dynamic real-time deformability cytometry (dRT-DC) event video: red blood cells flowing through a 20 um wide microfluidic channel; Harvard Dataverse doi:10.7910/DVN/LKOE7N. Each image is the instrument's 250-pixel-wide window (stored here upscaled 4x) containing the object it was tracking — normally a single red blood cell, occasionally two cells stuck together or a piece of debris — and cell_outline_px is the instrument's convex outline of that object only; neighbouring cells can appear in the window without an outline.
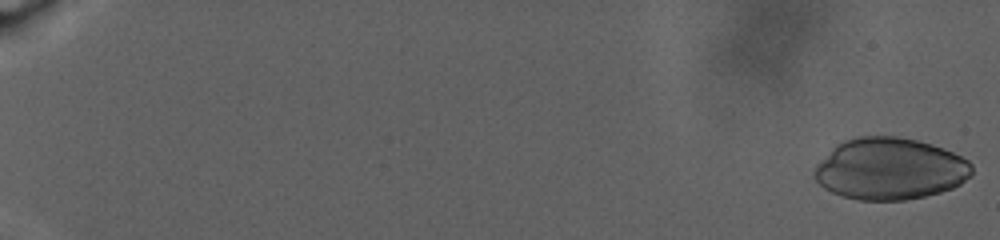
{"species": "human", "species_latin": "Homo sapiens", "temperature_condition": "warm", "stored_images_in_passage": 56, "camera_frame_rate_fps": 3000, "um_per_image_px": 0.085, "donor": {"sex": "male"}, "frame": {"image": 1, "passage_image": 1, "time_ms": 0.0, "image_size_px": [1000, 240], "cell_outline_px": [[972, 176], [960, 184], [952, 188], [940, 192], [924, 196], [904, 200], [860, 200], [844, 196], [832, 192], [824, 188], [812, 176], [812, 172], [816, 164], [836, 144], [844, 140], [856, 136], [896, 136], [916, 140], [932, 144], [952, 152], [968, 160], [972, 164]], "centroid_in_image_um": [75.62, 14.34], "position_along_channel_um": 9.4, "area_um2": 56.88}}
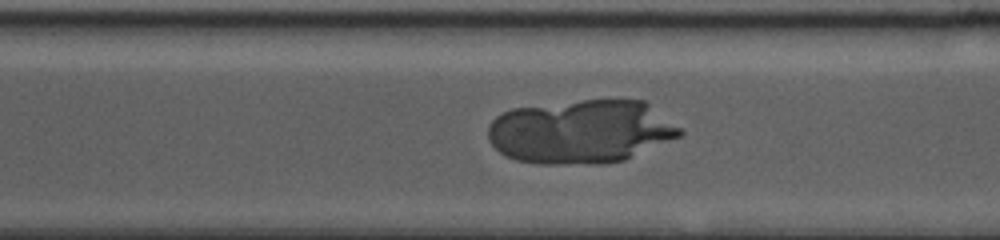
{"frame": {"image": 2, "passage_image": 43, "time_ms": 22.333, "image_size_px": [1000, 240], "cell_outline_px": [[684, 132], [680, 136], [624, 160], [600, 164], [540, 164], [516, 160], [504, 156], [488, 140], [488, 124], [496, 116], [512, 108], [584, 100], [644, 100], [680, 128]], "centroid_in_image_um": [49.34, 11.2], "position_along_channel_um": 321.3, "area_um2": 71.09}}
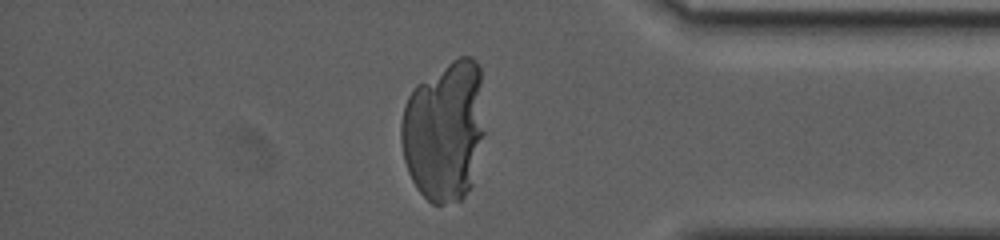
{"frame": {"image": 3, "passage_image": 50, "time_ms": 26.0, "image_size_px": [1000, 240], "cell_outline_px": [[484, 132], [472, 184], [464, 196], [460, 200], [444, 204], [432, 204], [416, 188], [408, 172], [404, 160], [400, 140], [400, 124], [404, 104], [408, 96], [416, 84], [452, 60], [460, 56], [472, 56], [476, 60], [480, 68]], "centroid_in_image_um": [37.75, 11.11], "position_along_channel_um": 397.4, "area_um2": 68.9}}